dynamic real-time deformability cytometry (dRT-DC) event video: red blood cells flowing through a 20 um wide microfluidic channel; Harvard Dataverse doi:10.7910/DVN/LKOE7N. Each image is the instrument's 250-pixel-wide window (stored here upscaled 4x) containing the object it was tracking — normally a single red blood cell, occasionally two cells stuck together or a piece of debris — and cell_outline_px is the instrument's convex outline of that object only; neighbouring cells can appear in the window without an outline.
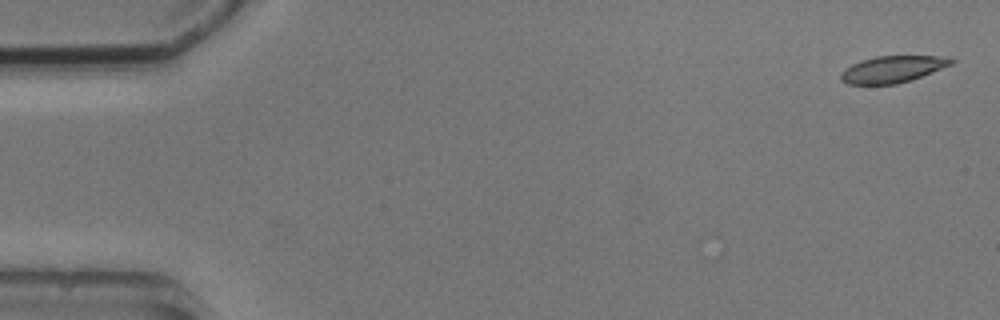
{"species": "common noctule bat (a hibernating species)", "species_latin": "Nyctalus noctula", "temperature_condition": "cold", "stored_images_in_passage": 5, "camera_frame_rate_fps": 3000, "um_per_image_px": 0.085, "animal": {"sex": "male", "body_mass_g": 20.5, "forearm_length_mm": 52.5}, "frame": {"image": 1, "passage_image": 1, "time_ms": 0.0, "image_size_px": [1000, 320], "cell_outline_px": [[956, 60], [952, 64], [912, 80], [896, 84], [848, 84], [840, 80], [840, 72], [844, 68], [860, 60], [876, 56], [952, 56]], "centroid_in_image_um": [75.87, 5.87], "position_along_channel_um": 9.1, "area_um2": 17.4}}
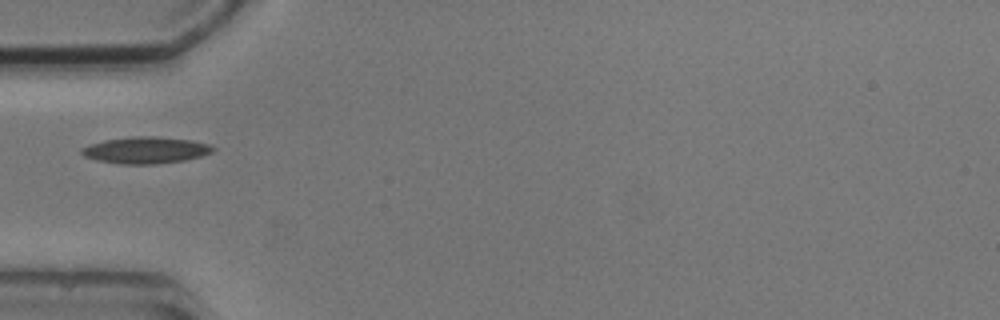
{"frame": {"image": 2, "passage_image": 5, "time_ms": 5.333, "image_size_px": [1000, 320], "cell_outline_px": [[216, 148], [212, 152], [200, 156], [184, 160], [152, 164], [120, 164], [96, 160], [84, 156], [80, 152], [80, 148], [88, 144], [104, 140], [132, 136], [156, 136], [192, 140], [212, 144]], "centroid_in_image_um": [12.37, 12.75], "position_along_channel_um": 72.6, "area_um2": 20.58}}